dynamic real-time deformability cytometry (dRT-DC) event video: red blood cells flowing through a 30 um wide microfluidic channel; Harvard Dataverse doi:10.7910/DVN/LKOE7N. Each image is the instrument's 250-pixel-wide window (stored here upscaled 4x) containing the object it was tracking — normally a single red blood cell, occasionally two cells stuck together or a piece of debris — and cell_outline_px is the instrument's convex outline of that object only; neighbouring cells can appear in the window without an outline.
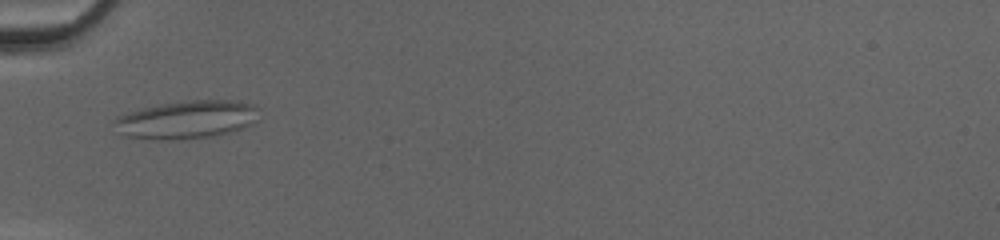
{"species": "common noctule bat (a hibernating species)", "species_latin": "Nyctalus noctula", "temperature_condition": "cold", "stored_images_in_passage": 4, "camera_frame_rate_fps": 3000, "um_per_image_px": 0.085, "animal": {"sex": "female", "body_mass_g": 20.0, "forearm_length_mm": 54.0}, "frame": {"image": 1, "passage_image": 1, "time_ms": 0.0, "image_size_px": [1000, 240], "cell_outline_px": [[260, 120], [244, 128], [212, 136], [180, 140], [160, 140], [120, 136], [112, 120], [116, 116], [144, 108], [160, 104], [192, 100], [236, 100], [256, 104], [260, 108]], "centroid_in_image_um": [15.92, 10.17], "position_along_channel_um": 69.1, "area_um2": 32.77}}